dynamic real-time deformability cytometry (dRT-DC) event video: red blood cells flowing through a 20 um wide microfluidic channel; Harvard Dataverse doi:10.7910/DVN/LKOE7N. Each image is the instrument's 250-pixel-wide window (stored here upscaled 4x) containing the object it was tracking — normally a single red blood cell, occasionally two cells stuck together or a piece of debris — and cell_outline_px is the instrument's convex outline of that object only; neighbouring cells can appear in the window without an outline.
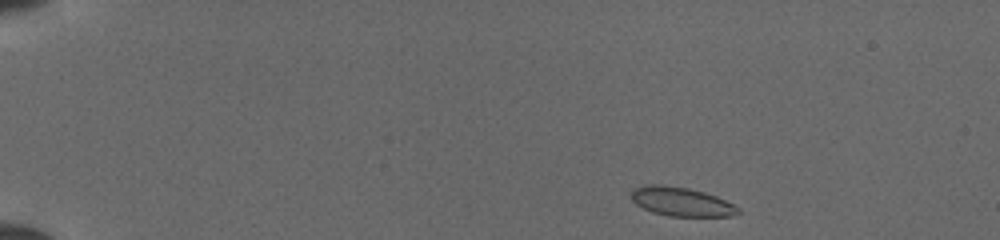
{"species": "common noctule bat (a hibernating species)", "species_latin": "Nyctalus noctula", "temperature_condition": "cold", "stored_images_in_passage": 43, "camera_frame_rate_fps": 3000, "um_per_image_px": 0.085, "animal": {"sex": "female", "body_mass_g": 19.5, "forearm_length_mm": 54.1}, "frame": {"image": 1, "passage_image": 1, "time_ms": 0.0, "image_size_px": [1000, 240], "cell_outline_px": [[740, 212], [732, 216], [668, 216], [652, 212], [636, 204], [632, 200], [632, 188], [644, 184], [660, 184], [688, 188], [704, 192], [716, 196], [740, 208]], "centroid_in_image_um": [57.88, 17.13], "position_along_channel_um": 27.1, "area_um2": 18.03}}
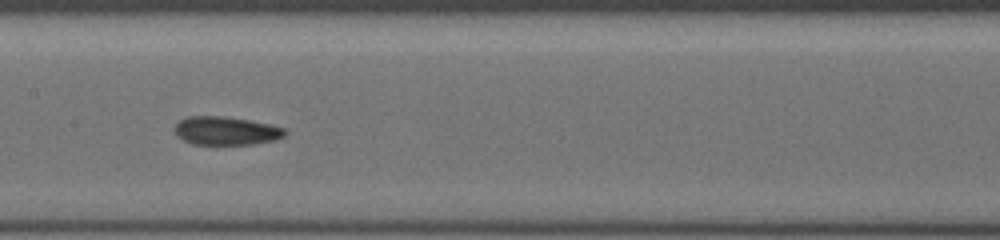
{"frame": {"image": 2, "passage_image": 20, "time_ms": 6.333, "image_size_px": [1000, 240], "cell_outline_px": [[288, 132], [284, 136], [276, 140], [252, 144], [192, 144], [176, 136], [172, 128], [180, 120], [188, 116], [220, 116], [248, 120], [268, 124], [284, 128]], "centroid_in_image_um": [19.18, 11.12], "position_along_channel_um": 188.2, "area_um2": 18.26}}
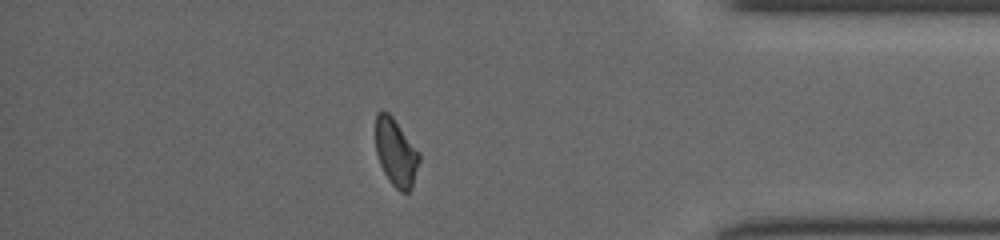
{"frame": {"image": 3, "passage_image": 37, "time_ms": 12.0, "image_size_px": [1000, 240], "cell_outline_px": [[420, 160], [412, 188], [408, 192], [400, 192], [388, 180], [380, 164], [376, 152], [376, 112], [388, 112], [392, 116], [420, 152]], "centroid_in_image_um": [33.67, 12.98], "position_along_channel_um": 401.5, "area_um2": 17.17}}